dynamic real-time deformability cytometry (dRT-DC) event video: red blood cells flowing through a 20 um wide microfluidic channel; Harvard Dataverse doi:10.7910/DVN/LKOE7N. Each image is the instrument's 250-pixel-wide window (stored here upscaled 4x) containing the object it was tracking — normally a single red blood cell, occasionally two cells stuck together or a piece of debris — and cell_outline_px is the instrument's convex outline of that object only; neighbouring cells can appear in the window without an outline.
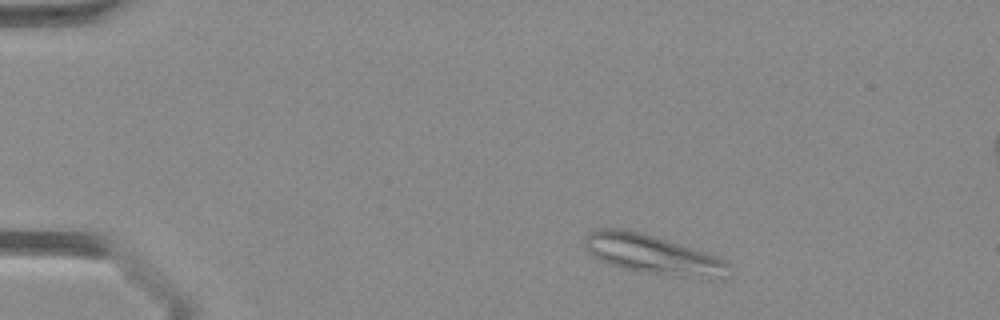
{"species": "Egyptian fruit bat (a non-hibernating species)", "species_latin": "Rousettus aegyptiacus", "temperature_condition": "warm", "stored_images_in_passage": 37, "segment_of_instrument_passage": [1, 2], "camera_frame_rate_fps": 3000, "um_per_image_px": 0.085, "animal": {"sex": "female"}, "frame": {"image": 1, "passage_image": 1, "time_ms": 0.0, "image_size_px": [1000, 320], "cell_outline_px": [[732, 268], [724, 276], [708, 280], [700, 280], [640, 272], [620, 268], [596, 260], [588, 252], [584, 244], [584, 236], [588, 232], [596, 228], [620, 228], [640, 232], [704, 252], [716, 256], [724, 260]], "centroid_in_image_um": [55.44, 21.67], "position_along_channel_um": 29.6, "area_um2": 33.52}}